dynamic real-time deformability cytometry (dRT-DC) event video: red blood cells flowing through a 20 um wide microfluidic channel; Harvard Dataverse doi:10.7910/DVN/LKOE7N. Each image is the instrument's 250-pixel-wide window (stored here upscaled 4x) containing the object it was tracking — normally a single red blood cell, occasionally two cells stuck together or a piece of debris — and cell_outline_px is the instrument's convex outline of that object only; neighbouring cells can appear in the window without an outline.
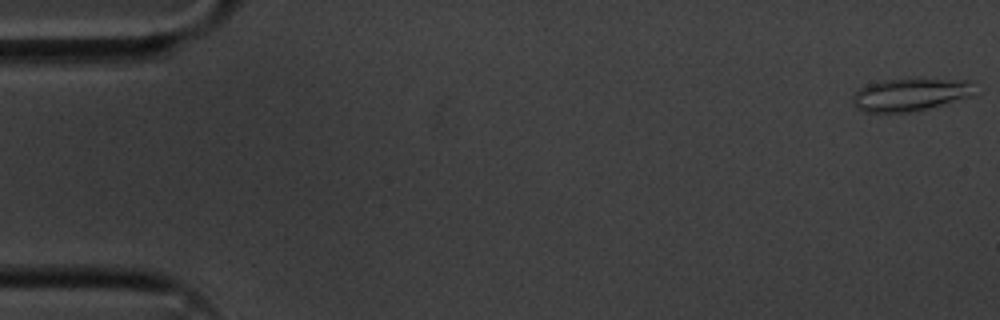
{"species": "common noctule bat (a hibernating species)", "species_latin": "Nyctalus noctula", "temperature_condition": "cold", "stored_images_in_passage": 55, "camera_frame_rate_fps": 3000, "um_per_image_px": 0.085, "animal": {"sex": "male", "body_mass_g": 20.1, "forearm_length_mm": 53.5}, "frame": {"image": 1, "passage_image": 1, "time_ms": 0.0, "image_size_px": [1000, 320], "cell_outline_px": [[972, 96], [928, 108], [912, 112], [864, 112], [856, 108], [852, 104], [852, 96], [860, 88], [868, 84], [884, 80], [968, 80]], "centroid_in_image_um": [77.26, 8.07], "position_along_channel_um": 7.7, "area_um2": 22.54}}
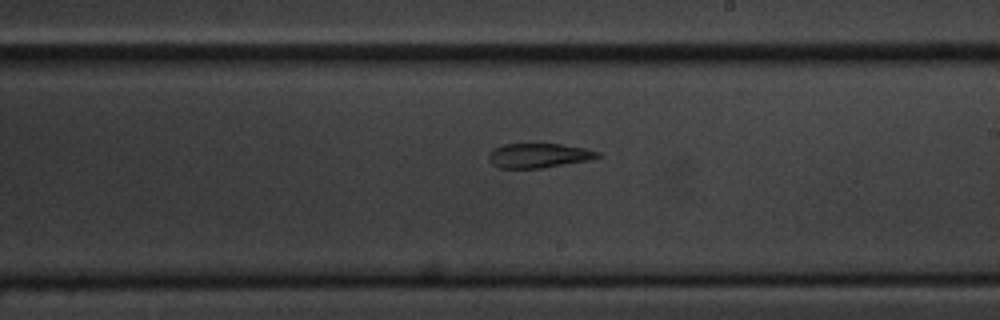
{"frame": {"image": 2, "passage_image": 32, "time_ms": 10.333, "image_size_px": [1000, 320], "cell_outline_px": [[604, 156], [588, 160], [540, 168], [500, 168], [492, 164], [488, 160], [488, 152], [492, 148], [504, 144], [560, 144], [584, 148], [600, 152]], "centroid_in_image_um": [45.76, 13.21], "position_along_channel_um": 243.2, "area_um2": 15.61}}
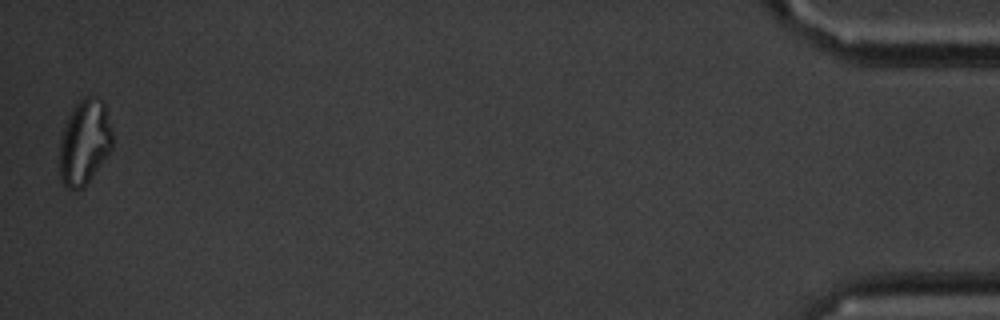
{"frame": {"image": 3, "passage_image": 55, "time_ms": 18.0, "image_size_px": [1000, 320], "cell_outline_px": [[112, 148], [84, 188], [76, 192], [64, 188], [60, 180], [60, 140], [68, 116], [72, 108], [84, 96], [96, 96], [104, 100], [112, 132]], "centroid_in_image_um": [7.18, 12.12], "position_along_channel_um": 428.0, "area_um2": 26.59}}